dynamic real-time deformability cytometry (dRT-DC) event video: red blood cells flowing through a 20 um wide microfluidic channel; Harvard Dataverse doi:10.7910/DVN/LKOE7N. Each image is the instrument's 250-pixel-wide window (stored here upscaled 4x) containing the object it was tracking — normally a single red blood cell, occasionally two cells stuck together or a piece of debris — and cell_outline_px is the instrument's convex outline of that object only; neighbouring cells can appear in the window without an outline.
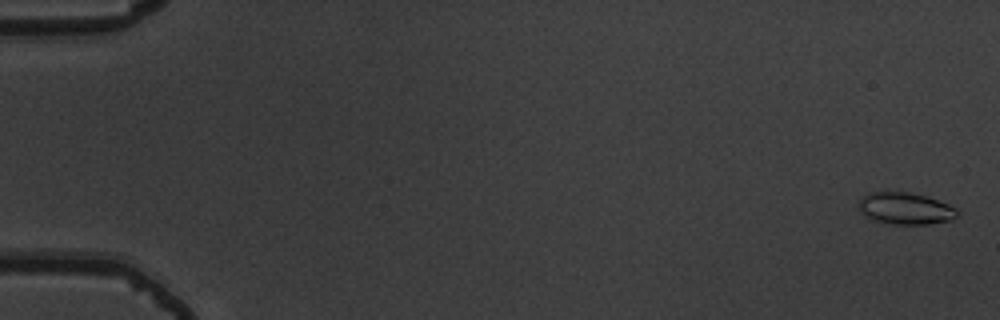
{"species": "common noctule bat (a hibernating species)", "species_latin": "Nyctalus noctula", "temperature_condition": "warm", "stored_images_in_passage": 56, "camera_frame_rate_fps": 3000, "um_per_image_px": 0.085, "animal": {"sex": "male", "body_mass_g": 19.5, "forearm_length_mm": 54.6}, "frame": {"image": 1, "passage_image": 2, "time_ms": 0.333, "image_size_px": [1000, 320], "cell_outline_px": [[960, 212], [952, 220], [928, 224], [892, 224], [876, 220], [864, 216], [860, 212], [856, 204], [868, 192], [908, 192], [924, 196], [948, 204], [956, 208]], "centroid_in_image_um": [76.93, 17.72], "position_along_channel_um": 8.1, "area_um2": 18.26}}
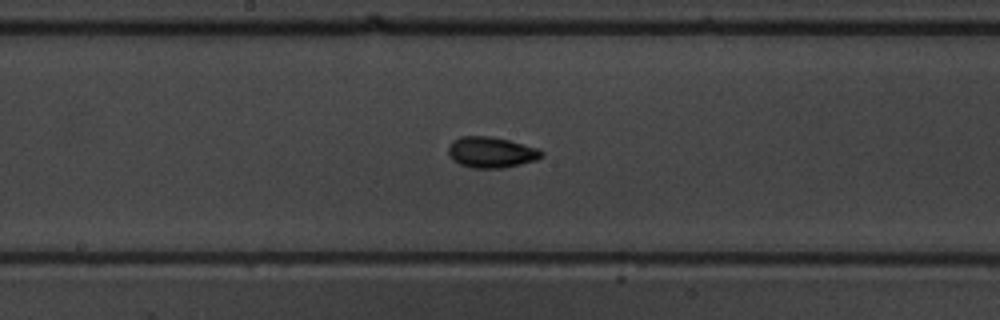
{"frame": {"image": 2, "passage_image": 31, "time_ms": 10.0, "image_size_px": [1000, 320], "cell_outline_px": [[544, 156], [536, 160], [504, 168], [472, 168], [460, 164], [452, 160], [448, 152], [448, 148], [452, 140], [460, 136], [492, 136], [508, 140], [536, 148], [544, 152]], "centroid_in_image_um": [41.73, 12.94], "position_along_channel_um": 206.5, "area_um2": 16.82}}
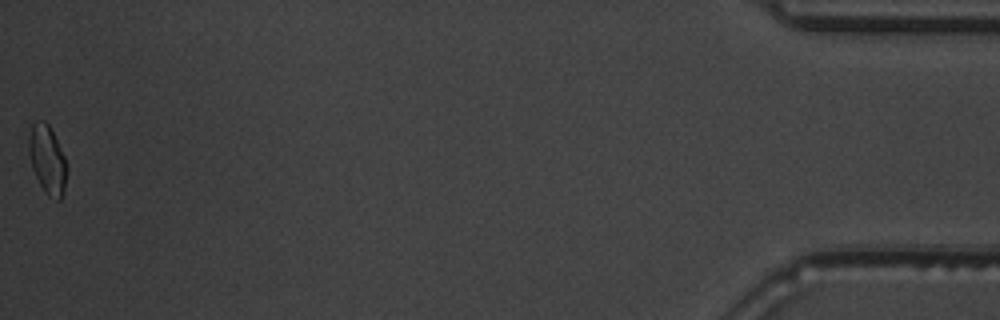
{"frame": {"image": 3, "passage_image": 56, "time_ms": 18.333, "image_size_px": [1000, 320], "cell_outline_px": [[68, 168], [64, 192], [60, 200], [56, 200], [48, 196], [44, 192], [32, 168], [28, 152], [28, 136], [32, 124], [36, 120], [44, 120], [48, 124], [64, 156]], "centroid_in_image_um": [4.02, 13.58], "position_along_channel_um": 431.2, "area_um2": 15.32}, "authors_computed_cell_mechanics": {"area_um2": 16.0684, "velocity_mm_per_s": 3.7772, "shape_relaxation_time_tau1_ms": 3.2725, "shape_relaxation_time_tau2_ms": 1.9516, "deformation_change_tau1": 0.1277, "deformation_change_tau2": 0.0567}}